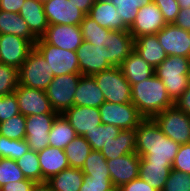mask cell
Listing matches in <instances>:
<instances>
[{"instance_id":"1","label":"cell","mask_w":190,"mask_h":191,"mask_svg":"<svg viewBox=\"0 0 190 191\" xmlns=\"http://www.w3.org/2000/svg\"><path fill=\"white\" fill-rule=\"evenodd\" d=\"M153 118H144L136 128V153L151 164H172L179 150Z\"/></svg>"},{"instance_id":"2","label":"cell","mask_w":190,"mask_h":191,"mask_svg":"<svg viewBox=\"0 0 190 191\" xmlns=\"http://www.w3.org/2000/svg\"><path fill=\"white\" fill-rule=\"evenodd\" d=\"M131 88V103L144 118H153L174 105L165 85L155 74L143 82L133 84Z\"/></svg>"},{"instance_id":"3","label":"cell","mask_w":190,"mask_h":191,"mask_svg":"<svg viewBox=\"0 0 190 191\" xmlns=\"http://www.w3.org/2000/svg\"><path fill=\"white\" fill-rule=\"evenodd\" d=\"M189 64V57L168 56L155 68V75L161 79L167 89L170 99L174 103L189 86Z\"/></svg>"},{"instance_id":"4","label":"cell","mask_w":190,"mask_h":191,"mask_svg":"<svg viewBox=\"0 0 190 191\" xmlns=\"http://www.w3.org/2000/svg\"><path fill=\"white\" fill-rule=\"evenodd\" d=\"M89 43L98 47L103 58L113 67H119L135 50V39L129 31L111 30L103 38L92 39Z\"/></svg>"},{"instance_id":"5","label":"cell","mask_w":190,"mask_h":191,"mask_svg":"<svg viewBox=\"0 0 190 191\" xmlns=\"http://www.w3.org/2000/svg\"><path fill=\"white\" fill-rule=\"evenodd\" d=\"M92 77L101 89L105 101L115 104L131 102V84L124 77L120 67H111L94 74Z\"/></svg>"},{"instance_id":"6","label":"cell","mask_w":190,"mask_h":191,"mask_svg":"<svg viewBox=\"0 0 190 191\" xmlns=\"http://www.w3.org/2000/svg\"><path fill=\"white\" fill-rule=\"evenodd\" d=\"M34 48L41 54L53 72V76L80 74L76 51L63 50L38 38Z\"/></svg>"},{"instance_id":"7","label":"cell","mask_w":190,"mask_h":191,"mask_svg":"<svg viewBox=\"0 0 190 191\" xmlns=\"http://www.w3.org/2000/svg\"><path fill=\"white\" fill-rule=\"evenodd\" d=\"M53 78L48 63L34 48L19 68V85L45 91Z\"/></svg>"},{"instance_id":"8","label":"cell","mask_w":190,"mask_h":191,"mask_svg":"<svg viewBox=\"0 0 190 191\" xmlns=\"http://www.w3.org/2000/svg\"><path fill=\"white\" fill-rule=\"evenodd\" d=\"M165 136L176 143H190V116L175 105L157 113L153 117Z\"/></svg>"},{"instance_id":"9","label":"cell","mask_w":190,"mask_h":191,"mask_svg":"<svg viewBox=\"0 0 190 191\" xmlns=\"http://www.w3.org/2000/svg\"><path fill=\"white\" fill-rule=\"evenodd\" d=\"M81 76V74H64L53 78L45 92L54 111L62 114L74 106V95Z\"/></svg>"},{"instance_id":"10","label":"cell","mask_w":190,"mask_h":191,"mask_svg":"<svg viewBox=\"0 0 190 191\" xmlns=\"http://www.w3.org/2000/svg\"><path fill=\"white\" fill-rule=\"evenodd\" d=\"M98 109L102 124H111L121 130L137 128L144 119L131 102L115 104L105 101Z\"/></svg>"},{"instance_id":"11","label":"cell","mask_w":190,"mask_h":191,"mask_svg":"<svg viewBox=\"0 0 190 191\" xmlns=\"http://www.w3.org/2000/svg\"><path fill=\"white\" fill-rule=\"evenodd\" d=\"M15 95L19 112L25 117L29 115L59 114L52 109L44 90L18 84Z\"/></svg>"},{"instance_id":"12","label":"cell","mask_w":190,"mask_h":191,"mask_svg":"<svg viewBox=\"0 0 190 191\" xmlns=\"http://www.w3.org/2000/svg\"><path fill=\"white\" fill-rule=\"evenodd\" d=\"M58 114L29 115L26 117L25 140L30 150L40 152L49 146V132Z\"/></svg>"},{"instance_id":"13","label":"cell","mask_w":190,"mask_h":191,"mask_svg":"<svg viewBox=\"0 0 190 191\" xmlns=\"http://www.w3.org/2000/svg\"><path fill=\"white\" fill-rule=\"evenodd\" d=\"M34 45L23 37L0 34V63L19 69Z\"/></svg>"},{"instance_id":"14","label":"cell","mask_w":190,"mask_h":191,"mask_svg":"<svg viewBox=\"0 0 190 191\" xmlns=\"http://www.w3.org/2000/svg\"><path fill=\"white\" fill-rule=\"evenodd\" d=\"M43 7L49 25L79 26L86 15L71 0H47Z\"/></svg>"},{"instance_id":"15","label":"cell","mask_w":190,"mask_h":191,"mask_svg":"<svg viewBox=\"0 0 190 191\" xmlns=\"http://www.w3.org/2000/svg\"><path fill=\"white\" fill-rule=\"evenodd\" d=\"M166 22L158 6L152 2L141 7L137 16L129 28V32L134 39L144 35H154L158 33Z\"/></svg>"},{"instance_id":"16","label":"cell","mask_w":190,"mask_h":191,"mask_svg":"<svg viewBox=\"0 0 190 191\" xmlns=\"http://www.w3.org/2000/svg\"><path fill=\"white\" fill-rule=\"evenodd\" d=\"M107 166L113 186L120 188L139 177L140 156L137 153H129L107 160Z\"/></svg>"},{"instance_id":"17","label":"cell","mask_w":190,"mask_h":191,"mask_svg":"<svg viewBox=\"0 0 190 191\" xmlns=\"http://www.w3.org/2000/svg\"><path fill=\"white\" fill-rule=\"evenodd\" d=\"M156 35L168 56L189 57V31L173 23L166 24Z\"/></svg>"},{"instance_id":"18","label":"cell","mask_w":190,"mask_h":191,"mask_svg":"<svg viewBox=\"0 0 190 191\" xmlns=\"http://www.w3.org/2000/svg\"><path fill=\"white\" fill-rule=\"evenodd\" d=\"M41 38L48 44L70 51H77L83 42L80 26L77 25H49Z\"/></svg>"},{"instance_id":"19","label":"cell","mask_w":190,"mask_h":191,"mask_svg":"<svg viewBox=\"0 0 190 191\" xmlns=\"http://www.w3.org/2000/svg\"><path fill=\"white\" fill-rule=\"evenodd\" d=\"M62 114L75 129L77 136H83L86 132L92 131L101 124V115L98 108L72 106Z\"/></svg>"},{"instance_id":"20","label":"cell","mask_w":190,"mask_h":191,"mask_svg":"<svg viewBox=\"0 0 190 191\" xmlns=\"http://www.w3.org/2000/svg\"><path fill=\"white\" fill-rule=\"evenodd\" d=\"M76 52L81 75L93 76L113 67L103 58L99 48L89 42L83 40Z\"/></svg>"},{"instance_id":"21","label":"cell","mask_w":190,"mask_h":191,"mask_svg":"<svg viewBox=\"0 0 190 191\" xmlns=\"http://www.w3.org/2000/svg\"><path fill=\"white\" fill-rule=\"evenodd\" d=\"M87 15L95 20L101 27L114 31L129 30V28L124 24L121 16L117 13V9L112 2L106 0H95Z\"/></svg>"},{"instance_id":"22","label":"cell","mask_w":190,"mask_h":191,"mask_svg":"<svg viewBox=\"0 0 190 191\" xmlns=\"http://www.w3.org/2000/svg\"><path fill=\"white\" fill-rule=\"evenodd\" d=\"M37 154L42 172V182L70 167L63 149L48 146Z\"/></svg>"},{"instance_id":"23","label":"cell","mask_w":190,"mask_h":191,"mask_svg":"<svg viewBox=\"0 0 190 191\" xmlns=\"http://www.w3.org/2000/svg\"><path fill=\"white\" fill-rule=\"evenodd\" d=\"M105 102L104 95L92 76L82 75L74 95V106L99 108Z\"/></svg>"},{"instance_id":"24","label":"cell","mask_w":190,"mask_h":191,"mask_svg":"<svg viewBox=\"0 0 190 191\" xmlns=\"http://www.w3.org/2000/svg\"><path fill=\"white\" fill-rule=\"evenodd\" d=\"M19 14L37 38H41L45 34L49 24L44 12L43 2L25 0Z\"/></svg>"},{"instance_id":"25","label":"cell","mask_w":190,"mask_h":191,"mask_svg":"<svg viewBox=\"0 0 190 191\" xmlns=\"http://www.w3.org/2000/svg\"><path fill=\"white\" fill-rule=\"evenodd\" d=\"M131 86L150 78L155 69L147 63L135 50L119 66Z\"/></svg>"},{"instance_id":"26","label":"cell","mask_w":190,"mask_h":191,"mask_svg":"<svg viewBox=\"0 0 190 191\" xmlns=\"http://www.w3.org/2000/svg\"><path fill=\"white\" fill-rule=\"evenodd\" d=\"M100 152L106 160L116 159L129 153H136V128L121 130L116 138L103 145Z\"/></svg>"},{"instance_id":"27","label":"cell","mask_w":190,"mask_h":191,"mask_svg":"<svg viewBox=\"0 0 190 191\" xmlns=\"http://www.w3.org/2000/svg\"><path fill=\"white\" fill-rule=\"evenodd\" d=\"M135 51L154 69L168 57L156 34L136 38Z\"/></svg>"},{"instance_id":"28","label":"cell","mask_w":190,"mask_h":191,"mask_svg":"<svg viewBox=\"0 0 190 191\" xmlns=\"http://www.w3.org/2000/svg\"><path fill=\"white\" fill-rule=\"evenodd\" d=\"M0 34L20 36L29 40L33 45L38 40L19 13L2 10H0Z\"/></svg>"},{"instance_id":"29","label":"cell","mask_w":190,"mask_h":191,"mask_svg":"<svg viewBox=\"0 0 190 191\" xmlns=\"http://www.w3.org/2000/svg\"><path fill=\"white\" fill-rule=\"evenodd\" d=\"M172 169V164H151L140 157L139 178L157 191H162Z\"/></svg>"},{"instance_id":"30","label":"cell","mask_w":190,"mask_h":191,"mask_svg":"<svg viewBox=\"0 0 190 191\" xmlns=\"http://www.w3.org/2000/svg\"><path fill=\"white\" fill-rule=\"evenodd\" d=\"M84 174L80 168H67L46 182L53 191H79L82 186Z\"/></svg>"},{"instance_id":"31","label":"cell","mask_w":190,"mask_h":191,"mask_svg":"<svg viewBox=\"0 0 190 191\" xmlns=\"http://www.w3.org/2000/svg\"><path fill=\"white\" fill-rule=\"evenodd\" d=\"M77 136L75 129L69 124L63 114H58L49 132V146L65 149Z\"/></svg>"},{"instance_id":"32","label":"cell","mask_w":190,"mask_h":191,"mask_svg":"<svg viewBox=\"0 0 190 191\" xmlns=\"http://www.w3.org/2000/svg\"><path fill=\"white\" fill-rule=\"evenodd\" d=\"M91 151V145L83 136H76L64 149L70 167L80 169Z\"/></svg>"},{"instance_id":"33","label":"cell","mask_w":190,"mask_h":191,"mask_svg":"<svg viewBox=\"0 0 190 191\" xmlns=\"http://www.w3.org/2000/svg\"><path fill=\"white\" fill-rule=\"evenodd\" d=\"M120 132L119 127L101 123L92 131L86 132L83 137L89 142L92 150L100 151L105 143L107 144L111 139L116 138Z\"/></svg>"},{"instance_id":"34","label":"cell","mask_w":190,"mask_h":191,"mask_svg":"<svg viewBox=\"0 0 190 191\" xmlns=\"http://www.w3.org/2000/svg\"><path fill=\"white\" fill-rule=\"evenodd\" d=\"M81 170L85 176H93L94 179L111 178L107 160L100 151L92 150Z\"/></svg>"},{"instance_id":"35","label":"cell","mask_w":190,"mask_h":191,"mask_svg":"<svg viewBox=\"0 0 190 191\" xmlns=\"http://www.w3.org/2000/svg\"><path fill=\"white\" fill-rule=\"evenodd\" d=\"M16 162L27 179L42 182V172L37 152L29 149L20 159H17Z\"/></svg>"},{"instance_id":"36","label":"cell","mask_w":190,"mask_h":191,"mask_svg":"<svg viewBox=\"0 0 190 191\" xmlns=\"http://www.w3.org/2000/svg\"><path fill=\"white\" fill-rule=\"evenodd\" d=\"M26 117L21 113L0 123V135L9 139L22 140L26 136Z\"/></svg>"},{"instance_id":"37","label":"cell","mask_w":190,"mask_h":191,"mask_svg":"<svg viewBox=\"0 0 190 191\" xmlns=\"http://www.w3.org/2000/svg\"><path fill=\"white\" fill-rule=\"evenodd\" d=\"M29 146L25 139L14 140L0 135V157L17 160L27 151Z\"/></svg>"},{"instance_id":"38","label":"cell","mask_w":190,"mask_h":191,"mask_svg":"<svg viewBox=\"0 0 190 191\" xmlns=\"http://www.w3.org/2000/svg\"><path fill=\"white\" fill-rule=\"evenodd\" d=\"M19 84V69L0 63V96L14 93Z\"/></svg>"},{"instance_id":"39","label":"cell","mask_w":190,"mask_h":191,"mask_svg":"<svg viewBox=\"0 0 190 191\" xmlns=\"http://www.w3.org/2000/svg\"><path fill=\"white\" fill-rule=\"evenodd\" d=\"M26 179L17 162L13 159L0 158V188L9 182Z\"/></svg>"},{"instance_id":"40","label":"cell","mask_w":190,"mask_h":191,"mask_svg":"<svg viewBox=\"0 0 190 191\" xmlns=\"http://www.w3.org/2000/svg\"><path fill=\"white\" fill-rule=\"evenodd\" d=\"M79 26L82 33V38L86 42H90L92 39L103 38L111 31L110 29L98 25V23L88 15H85Z\"/></svg>"},{"instance_id":"41","label":"cell","mask_w":190,"mask_h":191,"mask_svg":"<svg viewBox=\"0 0 190 191\" xmlns=\"http://www.w3.org/2000/svg\"><path fill=\"white\" fill-rule=\"evenodd\" d=\"M162 191H190V175L171 169Z\"/></svg>"},{"instance_id":"42","label":"cell","mask_w":190,"mask_h":191,"mask_svg":"<svg viewBox=\"0 0 190 191\" xmlns=\"http://www.w3.org/2000/svg\"><path fill=\"white\" fill-rule=\"evenodd\" d=\"M112 3L124 24L130 28L139 10L137 5L132 0H113Z\"/></svg>"},{"instance_id":"43","label":"cell","mask_w":190,"mask_h":191,"mask_svg":"<svg viewBox=\"0 0 190 191\" xmlns=\"http://www.w3.org/2000/svg\"><path fill=\"white\" fill-rule=\"evenodd\" d=\"M20 114L14 93L0 96V123Z\"/></svg>"},{"instance_id":"44","label":"cell","mask_w":190,"mask_h":191,"mask_svg":"<svg viewBox=\"0 0 190 191\" xmlns=\"http://www.w3.org/2000/svg\"><path fill=\"white\" fill-rule=\"evenodd\" d=\"M161 11L166 24H173L180 11L177 0H153Z\"/></svg>"},{"instance_id":"45","label":"cell","mask_w":190,"mask_h":191,"mask_svg":"<svg viewBox=\"0 0 190 191\" xmlns=\"http://www.w3.org/2000/svg\"><path fill=\"white\" fill-rule=\"evenodd\" d=\"M172 169L190 175V143L180 145Z\"/></svg>"},{"instance_id":"46","label":"cell","mask_w":190,"mask_h":191,"mask_svg":"<svg viewBox=\"0 0 190 191\" xmlns=\"http://www.w3.org/2000/svg\"><path fill=\"white\" fill-rule=\"evenodd\" d=\"M112 187L111 178L94 179L93 176H84L79 191H107Z\"/></svg>"},{"instance_id":"47","label":"cell","mask_w":190,"mask_h":191,"mask_svg":"<svg viewBox=\"0 0 190 191\" xmlns=\"http://www.w3.org/2000/svg\"><path fill=\"white\" fill-rule=\"evenodd\" d=\"M35 183V181L26 178L22 181L9 182L2 186L0 189L3 191H32Z\"/></svg>"},{"instance_id":"48","label":"cell","mask_w":190,"mask_h":191,"mask_svg":"<svg viewBox=\"0 0 190 191\" xmlns=\"http://www.w3.org/2000/svg\"><path fill=\"white\" fill-rule=\"evenodd\" d=\"M119 191H157L141 178L132 180L131 182L121 186Z\"/></svg>"},{"instance_id":"49","label":"cell","mask_w":190,"mask_h":191,"mask_svg":"<svg viewBox=\"0 0 190 191\" xmlns=\"http://www.w3.org/2000/svg\"><path fill=\"white\" fill-rule=\"evenodd\" d=\"M25 0H0V10L19 13Z\"/></svg>"},{"instance_id":"50","label":"cell","mask_w":190,"mask_h":191,"mask_svg":"<svg viewBox=\"0 0 190 191\" xmlns=\"http://www.w3.org/2000/svg\"><path fill=\"white\" fill-rule=\"evenodd\" d=\"M174 24L183 30L190 31V8L180 9Z\"/></svg>"},{"instance_id":"51","label":"cell","mask_w":190,"mask_h":191,"mask_svg":"<svg viewBox=\"0 0 190 191\" xmlns=\"http://www.w3.org/2000/svg\"><path fill=\"white\" fill-rule=\"evenodd\" d=\"M174 105L190 116V84Z\"/></svg>"},{"instance_id":"52","label":"cell","mask_w":190,"mask_h":191,"mask_svg":"<svg viewBox=\"0 0 190 191\" xmlns=\"http://www.w3.org/2000/svg\"><path fill=\"white\" fill-rule=\"evenodd\" d=\"M71 1H73L74 4L77 5V8H79L86 15L89 13L91 7L95 2V0H71Z\"/></svg>"},{"instance_id":"53","label":"cell","mask_w":190,"mask_h":191,"mask_svg":"<svg viewBox=\"0 0 190 191\" xmlns=\"http://www.w3.org/2000/svg\"><path fill=\"white\" fill-rule=\"evenodd\" d=\"M32 191H53L49 184L45 182H36L32 188Z\"/></svg>"},{"instance_id":"54","label":"cell","mask_w":190,"mask_h":191,"mask_svg":"<svg viewBox=\"0 0 190 191\" xmlns=\"http://www.w3.org/2000/svg\"><path fill=\"white\" fill-rule=\"evenodd\" d=\"M132 1L137 5L138 9L153 2V0H132Z\"/></svg>"},{"instance_id":"55","label":"cell","mask_w":190,"mask_h":191,"mask_svg":"<svg viewBox=\"0 0 190 191\" xmlns=\"http://www.w3.org/2000/svg\"><path fill=\"white\" fill-rule=\"evenodd\" d=\"M180 9H189L190 8V0H177Z\"/></svg>"},{"instance_id":"56","label":"cell","mask_w":190,"mask_h":191,"mask_svg":"<svg viewBox=\"0 0 190 191\" xmlns=\"http://www.w3.org/2000/svg\"><path fill=\"white\" fill-rule=\"evenodd\" d=\"M107 191H119V188L113 186L110 190Z\"/></svg>"},{"instance_id":"57","label":"cell","mask_w":190,"mask_h":191,"mask_svg":"<svg viewBox=\"0 0 190 191\" xmlns=\"http://www.w3.org/2000/svg\"><path fill=\"white\" fill-rule=\"evenodd\" d=\"M188 80H189V84H190V64H189V70H188Z\"/></svg>"},{"instance_id":"58","label":"cell","mask_w":190,"mask_h":191,"mask_svg":"<svg viewBox=\"0 0 190 191\" xmlns=\"http://www.w3.org/2000/svg\"><path fill=\"white\" fill-rule=\"evenodd\" d=\"M189 41H190V31H189ZM190 46V43H189ZM189 59H190V48H189Z\"/></svg>"}]
</instances>
